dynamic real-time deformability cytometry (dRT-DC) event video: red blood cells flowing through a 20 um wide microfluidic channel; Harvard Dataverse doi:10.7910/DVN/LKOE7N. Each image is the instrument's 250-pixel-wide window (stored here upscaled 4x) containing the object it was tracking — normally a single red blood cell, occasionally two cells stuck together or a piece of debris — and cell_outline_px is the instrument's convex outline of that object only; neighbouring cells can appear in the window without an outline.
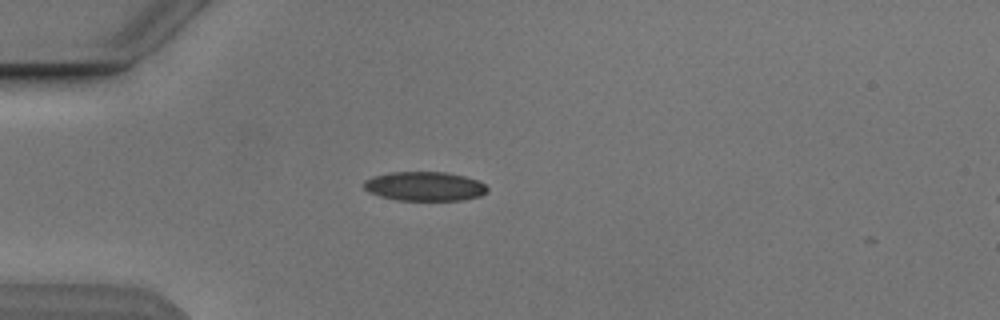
{"species": "Egyptian fruit bat (a non-hibernating species)", "species_latin": "Rousettus aegyptiacus", "temperature_condition": "cold", "stored_images_in_passage": 2, "camera_frame_rate_fps": 3000, "um_per_image_px": 0.085, "animal": {"sex": "male"}, "frame": {"image": 1, "passage_image": 1, "time_ms": 0.0, "image_size_px": [1000, 320], "cell_outline_px": [[488, 192], [480, 196], [464, 200], [396, 200], [380, 196], [368, 192], [364, 188], [364, 180], [372, 176], [392, 172], [444, 172], [464, 176], [476, 180], [484, 184], [488, 188]], "centroid_in_image_um": [36.08, 15.84], "position_along_channel_um": 48.9, "area_um2": 21.04}}